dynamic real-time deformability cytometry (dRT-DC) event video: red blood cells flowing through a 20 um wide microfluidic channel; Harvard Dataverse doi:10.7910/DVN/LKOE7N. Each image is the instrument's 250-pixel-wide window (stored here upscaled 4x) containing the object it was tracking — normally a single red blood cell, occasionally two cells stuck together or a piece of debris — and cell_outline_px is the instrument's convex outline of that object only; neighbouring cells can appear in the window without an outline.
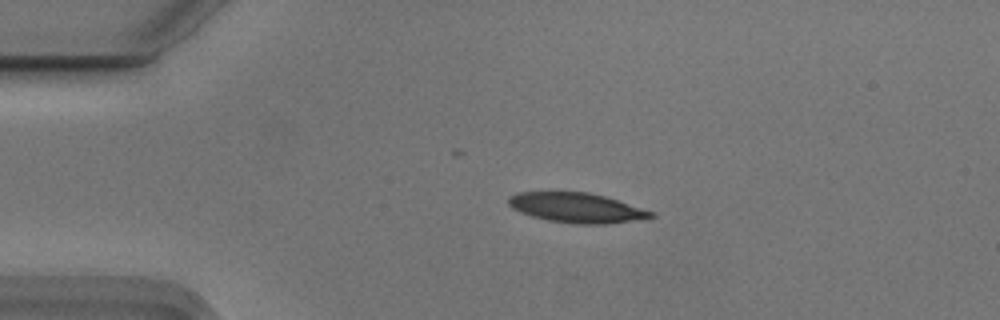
{"species": "Egyptian fruit bat (a non-hibernating species)", "species_latin": "Rousettus aegyptiacus", "temperature_condition": "cold", "stored_images_in_passage": 42, "camera_frame_rate_fps": 3000, "um_per_image_px": 0.085, "animal": {"sex": "male"}, "frame": {"image": 1, "passage_image": 1, "time_ms": 0.0, "image_size_px": [1000, 320], "cell_outline_px": [[656, 216], [608, 224], [576, 224], [548, 220], [532, 216], [520, 212], [512, 208], [508, 204], [508, 200], [512, 196], [520, 192], [588, 192], [604, 196], [656, 212]], "centroid_in_image_um": [49.03, 17.66], "position_along_channel_um": 36.0, "area_um2": 24.51}}
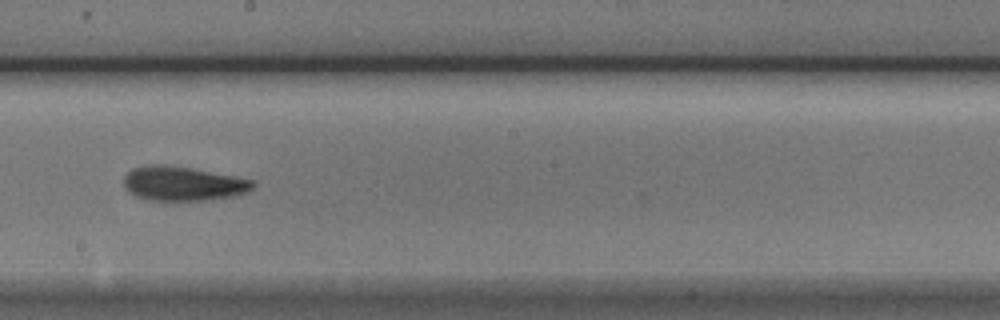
{"frame": {"image": 2, "passage_image": 20, "time_ms": 6.333, "image_size_px": [1000, 320], "cell_outline_px": [[256, 184], [248, 192], [236, 196], [208, 200], [152, 200], [136, 196], [128, 192], [124, 188], [124, 176], [132, 168], [148, 164], [164, 164], [192, 168], [236, 176], [256, 180]], "centroid_in_image_um": [15.58, 15.59], "position_along_channel_um": 232.6, "area_um2": 26.18}}
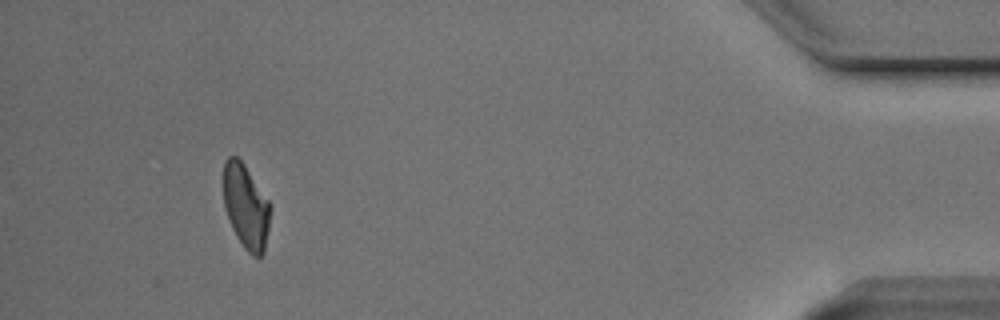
{"frame": {"image": 3, "passage_image": 40, "time_ms": 13.0, "image_size_px": [1000, 320], "cell_outline_px": [[272, 208], [264, 252], [260, 256], [252, 256], [244, 248], [236, 236], [228, 220], [224, 208], [224, 160], [228, 156], [236, 156], [244, 164], [272, 204]], "centroid_in_image_um": [20.92, 17.56], "position_along_channel_um": 414.3, "area_um2": 23.29}, "authors_computed_cell_mechanics": {"area_um2": 25.0852, "velocity_mm_per_s": 3.7172, "shape_relaxation_time_tau1_ms": 3.5865, "shape_relaxation_time_tau2_ms": 3.9283, "deformation_change_tau1": 0.1341, "deformation_change_tau2": 0.112}}